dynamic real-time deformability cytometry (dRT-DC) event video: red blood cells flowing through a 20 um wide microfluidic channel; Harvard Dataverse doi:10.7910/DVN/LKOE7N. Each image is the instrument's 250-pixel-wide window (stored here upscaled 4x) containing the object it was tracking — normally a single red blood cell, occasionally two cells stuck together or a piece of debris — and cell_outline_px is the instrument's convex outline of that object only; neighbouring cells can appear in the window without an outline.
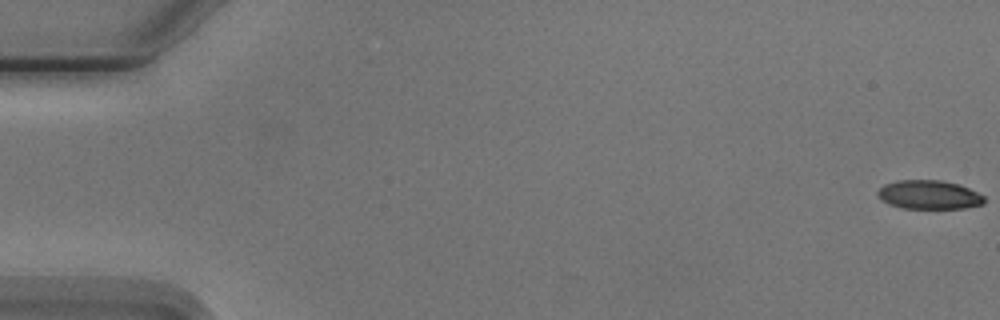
{"species": "Egyptian fruit bat (a non-hibernating species)", "species_latin": "Rousettus aegyptiacus", "temperature_condition": "cold", "stored_images_in_passage": 7, "camera_frame_rate_fps": 3000, "um_per_image_px": 0.085, "animal": {"sex": "male"}, "frame": {"image": 1, "passage_image": 1, "time_ms": 0.0, "image_size_px": [1000, 320], "cell_outline_px": [[984, 204], [964, 208], [904, 208], [888, 204], [876, 192], [884, 184], [896, 180], [940, 180], [960, 184], [984, 196]], "centroid_in_image_um": [78.98, 16.54], "position_along_channel_um": 6.0, "area_um2": 17.8}}
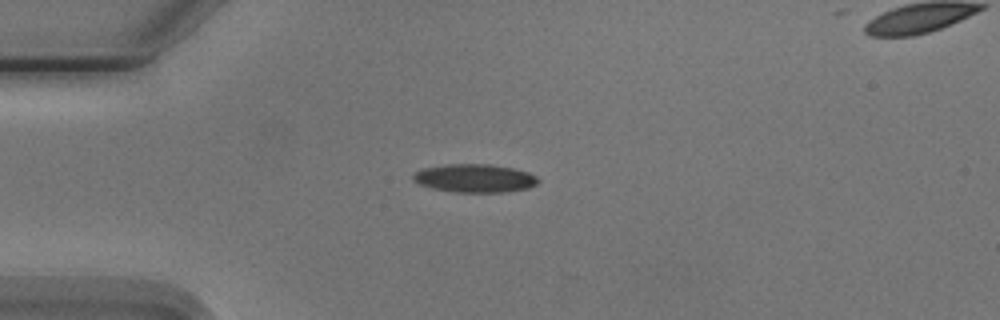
{"frame": {"image": 2, "passage_image": 5, "time_ms": 4.667, "image_size_px": [1000, 320], "cell_outline_px": [[540, 180], [536, 184], [528, 188], [504, 192], [456, 192], [432, 188], [420, 184], [412, 180], [412, 176], [416, 172], [424, 168], [448, 164], [492, 164], [512, 168], [528, 172], [536, 176]], "centroid_in_image_um": [40.36, 15.15], "position_along_channel_um": 44.6, "area_um2": 20.52}}
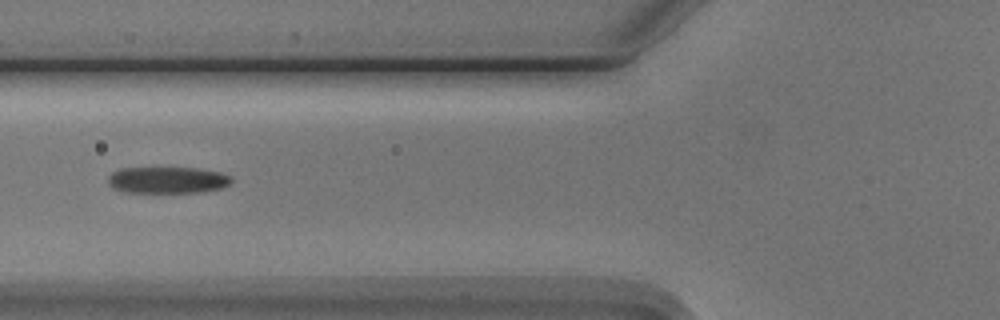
{"frame": {"image": 3, "passage_image": 7, "time_ms": 7.0, "image_size_px": [1000, 320], "cell_outline_px": [[232, 180], [228, 184], [220, 188], [204, 192], [124, 192], [112, 188], [108, 184], [108, 176], [112, 172], [120, 168], [196, 168], [220, 172], [232, 176]], "centroid_in_image_um": [14.21, 15.3], "position_along_channel_um": 111.6, "area_um2": 19.13}}